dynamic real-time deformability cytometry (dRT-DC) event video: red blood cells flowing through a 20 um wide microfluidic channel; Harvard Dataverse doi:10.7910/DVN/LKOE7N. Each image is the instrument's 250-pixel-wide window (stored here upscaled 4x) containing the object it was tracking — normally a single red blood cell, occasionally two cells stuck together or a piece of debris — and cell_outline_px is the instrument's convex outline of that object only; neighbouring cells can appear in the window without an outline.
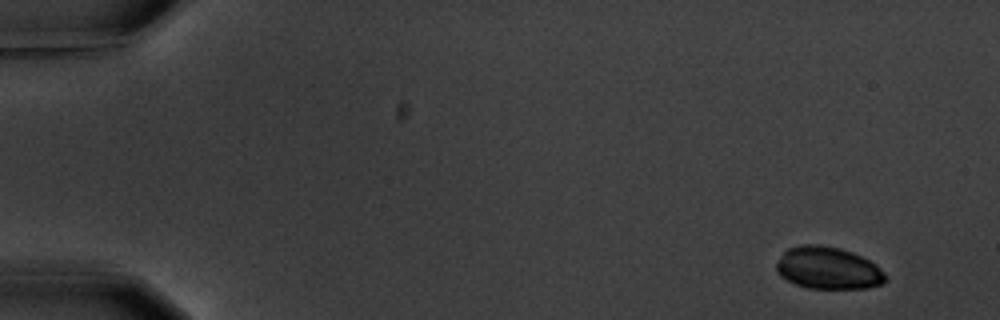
{"species": "common noctule bat (a hibernating species)", "species_latin": "Nyctalus noctula", "temperature_condition": "warm", "stored_images_in_passage": 5, "camera_frame_rate_fps": 3000, "um_per_image_px": 0.085, "animal": {"sex": "male", "body_mass_g": 20.1, "forearm_length_mm": 53.5}, "frame": {"image": 1, "passage_image": 1, "time_ms": 0.0, "image_size_px": [1000, 320], "cell_outline_px": [[888, 280], [880, 284], [868, 288], [808, 288], [796, 284], [780, 276], [776, 272], [776, 264], [784, 252], [788, 248], [800, 244], [820, 244], [840, 248], [852, 252], [876, 264], [888, 276]], "centroid_in_image_um": [70.4, 22.78], "position_along_channel_um": 14.6, "area_um2": 26.93}}
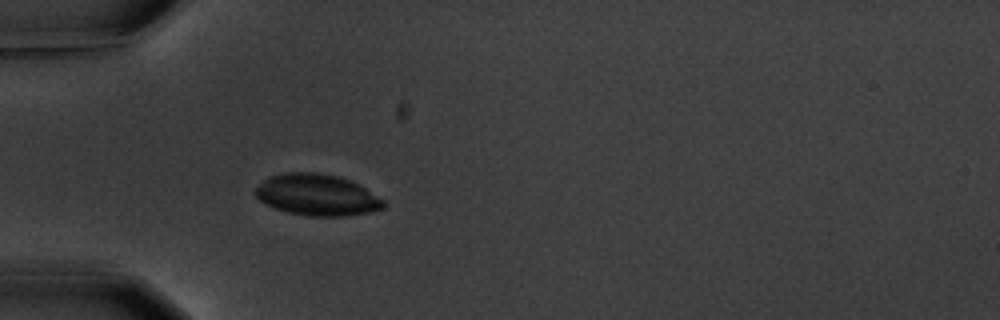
{"frame": {"image": 2, "passage_image": 5, "time_ms": 4.667, "image_size_px": [1000, 320], "cell_outline_px": [[384, 208], [368, 212], [344, 216], [308, 216], [288, 212], [264, 204], [252, 192], [268, 176], [288, 172], [316, 172], [336, 176], [348, 180], [364, 188], [384, 200]], "centroid_in_image_um": [26.9, 16.57], "position_along_channel_um": 58.1, "area_um2": 30.63}}